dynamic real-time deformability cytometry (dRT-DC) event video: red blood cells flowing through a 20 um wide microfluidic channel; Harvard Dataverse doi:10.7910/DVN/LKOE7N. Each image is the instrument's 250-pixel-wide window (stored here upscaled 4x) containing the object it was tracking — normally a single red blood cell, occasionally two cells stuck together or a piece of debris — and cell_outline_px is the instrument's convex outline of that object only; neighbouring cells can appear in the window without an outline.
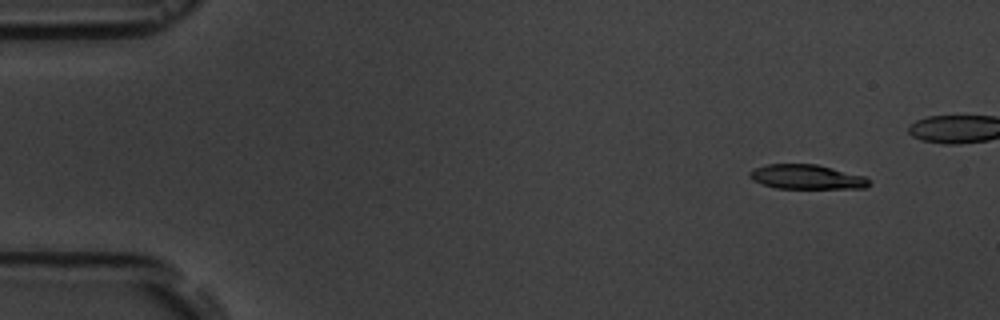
{"species": "common noctule bat (a hibernating species)", "species_latin": "Nyctalus noctula", "temperature_condition": "room temperature", "stored_images_in_passage": 5, "camera_frame_rate_fps": 3000, "um_per_image_px": 0.085, "animal": {"sex": "male", "body_mass_g": 19.5, "forearm_length_mm": 54.6}, "frame": {"image": 1, "passage_image": 2, "time_ms": 1.0, "image_size_px": [1000, 320], "cell_outline_px": [[872, 184], [864, 188], [776, 188], [752, 180], [748, 176], [748, 172], [752, 168], [768, 164], [816, 164], [864, 176], [872, 180]], "centroid_in_image_um": [68.56, 15.03], "position_along_channel_um": 16.4, "area_um2": 17.11}}